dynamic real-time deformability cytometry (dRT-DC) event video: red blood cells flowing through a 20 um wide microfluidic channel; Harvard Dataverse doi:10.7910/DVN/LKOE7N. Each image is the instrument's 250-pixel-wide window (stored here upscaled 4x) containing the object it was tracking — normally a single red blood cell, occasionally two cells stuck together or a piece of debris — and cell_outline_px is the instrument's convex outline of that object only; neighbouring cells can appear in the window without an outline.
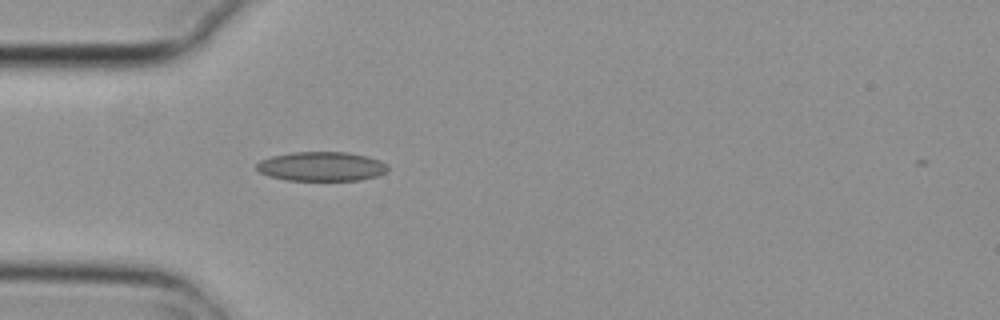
{"species": "common noctule bat (a hibernating species)", "species_latin": "Nyctalus noctula", "temperature_condition": "cold", "stored_images_in_passage": 3, "camera_frame_rate_fps": 3000, "um_per_image_px": 0.085, "animal": {"sex": "female", "body_mass_g": 29.2, "forearm_length_mm": 56.3}, "frame": {"image": 1, "passage_image": 3, "time_ms": 0.667, "image_size_px": [1000, 320], "cell_outline_px": [[388, 168], [384, 172], [376, 176], [360, 180], [288, 180], [268, 176], [260, 172], [256, 168], [256, 164], [260, 160], [272, 156], [292, 152], [348, 152], [368, 156], [380, 160], [388, 164]], "centroid_in_image_um": [27.33, 14.14], "position_along_channel_um": 57.7, "area_um2": 22.43}}